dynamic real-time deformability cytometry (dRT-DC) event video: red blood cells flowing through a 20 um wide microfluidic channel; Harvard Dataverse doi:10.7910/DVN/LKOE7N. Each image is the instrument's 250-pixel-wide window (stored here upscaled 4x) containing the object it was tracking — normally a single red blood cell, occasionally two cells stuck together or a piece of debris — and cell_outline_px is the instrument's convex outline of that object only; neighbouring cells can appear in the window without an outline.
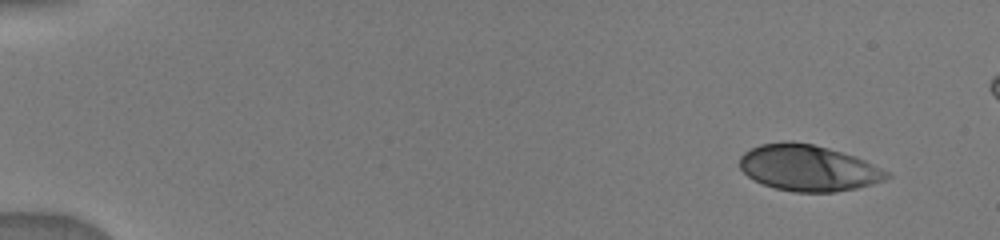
{"species": "human", "species_latin": "Homo sapiens", "temperature_condition": "warm", "stored_images_in_passage": 40, "camera_frame_rate_fps": 3000, "um_per_image_px": 0.085, "donor": {"sex": "male"}, "frame": {"image": 1, "passage_image": 1, "time_ms": 0.0, "image_size_px": [1000, 240], "cell_outline_px": [[892, 176], [884, 180], [872, 184], [856, 188], [836, 192], [792, 192], [776, 188], [764, 184], [748, 176], [740, 168], [740, 156], [744, 152], [760, 144], [784, 140], [792, 140], [812, 144], [828, 148], [856, 156], [888, 172]], "centroid_in_image_um": [68.7, 14.26], "position_along_channel_um": 16.3, "area_um2": 39.54}}
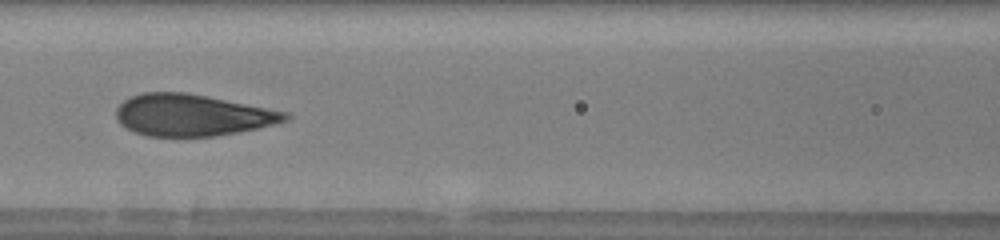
{"frame": {"image": 2, "passage_image": 17, "time_ms": 6.667, "image_size_px": [1000, 240], "cell_outline_px": [[292, 116], [288, 120], [256, 128], [216, 136], [148, 136], [136, 132], [120, 124], [116, 120], [116, 108], [128, 96], [144, 92], [188, 92], [288, 112]], "centroid_in_image_um": [16.31, 9.77], "position_along_channel_um": 150.3, "area_um2": 41.04}}
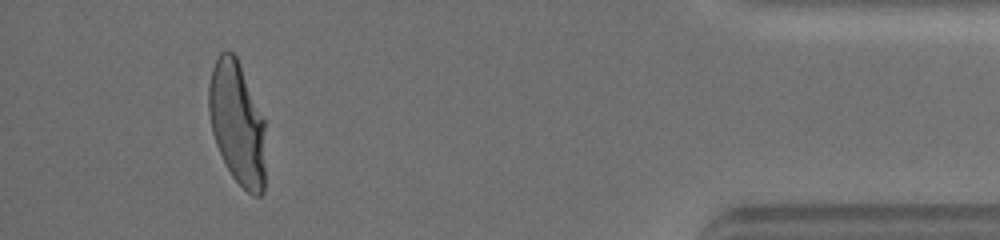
{"frame": {"image": 3, "passage_image": 38, "time_ms": 14.333, "image_size_px": [1000, 240], "cell_outline_px": [[264, 192], [260, 196], [252, 196], [232, 176], [216, 144], [212, 132], [208, 108], [208, 88], [212, 68], [220, 52], [232, 52], [236, 56], [264, 120]], "centroid_in_image_um": [20.15, 10.48], "position_along_channel_um": 415.1, "area_um2": 40.17}}